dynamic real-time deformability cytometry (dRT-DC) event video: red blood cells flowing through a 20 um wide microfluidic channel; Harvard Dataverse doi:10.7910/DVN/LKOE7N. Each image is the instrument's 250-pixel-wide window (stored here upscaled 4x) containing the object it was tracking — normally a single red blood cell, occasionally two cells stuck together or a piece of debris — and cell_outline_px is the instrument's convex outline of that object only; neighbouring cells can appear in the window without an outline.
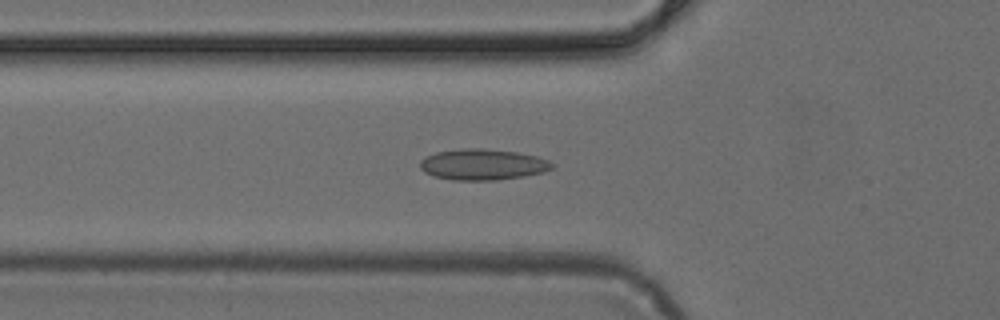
{"species": "common noctule bat (a hibernating species)", "species_latin": "Nyctalus noctula", "temperature_condition": "cold", "stored_images_in_passage": 49, "camera_frame_rate_fps": 3000, "um_per_image_px": 0.085, "animal": {"sex": "female", "body_mass_g": 24.6, "forearm_length_mm": 56.2}, "frame": {"image": 1, "passage_image": 17, "time_ms": 5.333, "image_size_px": [1000, 320], "cell_outline_px": [[556, 164], [552, 168], [544, 172], [524, 176], [496, 180], [452, 180], [432, 176], [424, 172], [420, 168], [420, 160], [424, 156], [436, 152], [460, 148], [480, 148], [516, 152], [536, 156], [548, 160]], "centroid_in_image_um": [41.0, 13.98], "position_along_channel_um": 84.8, "area_um2": 24.04}}
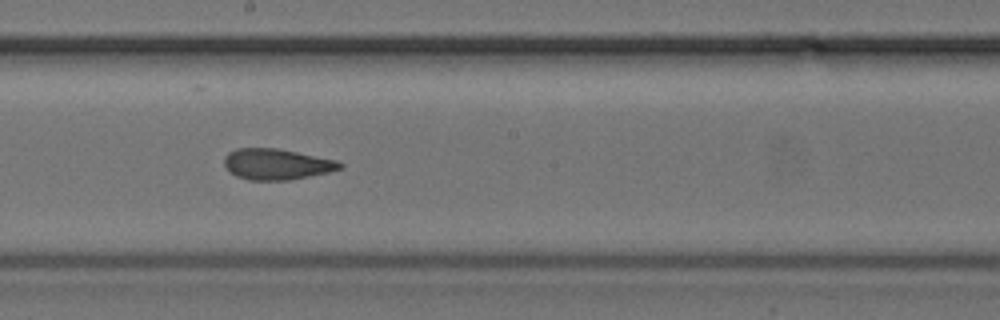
{"frame": {"image": 2, "passage_image": 27, "time_ms": 8.667, "image_size_px": [1000, 320], "cell_outline_px": [[344, 168], [328, 172], [288, 180], [248, 180], [236, 176], [224, 164], [224, 156], [228, 152], [236, 148], [276, 148], [336, 160], [344, 164]], "centroid_in_image_um": [23.51, 13.95], "position_along_channel_um": 224.7, "area_um2": 20.69}}
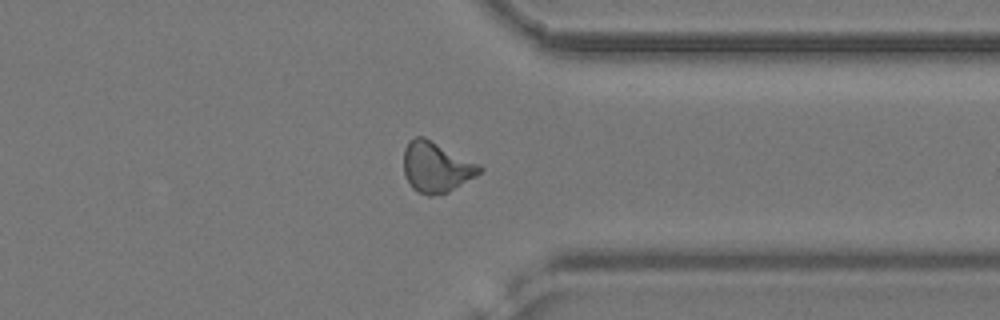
{"frame": {"image": 3, "passage_image": 38, "time_ms": 12.333, "image_size_px": [1000, 320], "cell_outline_px": [[484, 168], [476, 176], [448, 192], [432, 196], [428, 196], [416, 192], [412, 188], [404, 176], [404, 148], [408, 140], [416, 136], [424, 136], [480, 164]], "centroid_in_image_um": [37.06, 14.2], "position_along_channel_um": 374.3, "area_um2": 22.6}}